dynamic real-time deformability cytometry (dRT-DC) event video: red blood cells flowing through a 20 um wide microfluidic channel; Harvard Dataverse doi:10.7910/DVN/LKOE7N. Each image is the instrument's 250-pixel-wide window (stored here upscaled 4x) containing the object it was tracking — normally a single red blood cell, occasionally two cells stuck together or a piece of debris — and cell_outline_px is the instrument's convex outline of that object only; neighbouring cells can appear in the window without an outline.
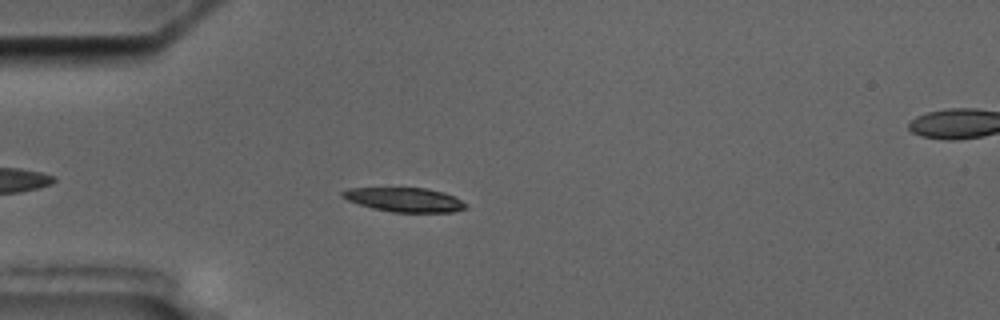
{"species": "common noctule bat (a hibernating species)", "species_latin": "Nyctalus noctula", "temperature_condition": "cold", "stored_images_in_passage": 5, "segment_of_instrument_passage": [1, 2], "camera_frame_rate_fps": 3000, "um_per_image_px": 0.085, "animal": {"sex": "male", "body_mass_g": 17.5, "forearm_length_mm": 52.3}, "frame": {"image": 1, "passage_image": 4, "time_ms": 3.333, "image_size_px": [1000, 320], "cell_outline_px": [[468, 208], [452, 212], [392, 212], [372, 208], [348, 200], [340, 196], [340, 192], [348, 188], [424, 188], [444, 192], [468, 204]], "centroid_in_image_um": [34.39, 16.98], "position_along_channel_um": 50.6, "area_um2": 17.34}}